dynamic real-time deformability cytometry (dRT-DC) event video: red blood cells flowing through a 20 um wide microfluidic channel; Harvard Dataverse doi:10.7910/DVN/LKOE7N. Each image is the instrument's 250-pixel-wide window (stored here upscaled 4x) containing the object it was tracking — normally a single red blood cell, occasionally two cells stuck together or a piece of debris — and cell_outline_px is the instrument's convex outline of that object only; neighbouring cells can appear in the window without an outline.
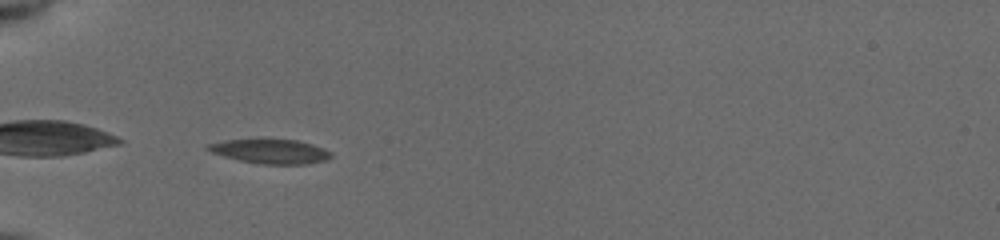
{"species": "common noctule bat (a hibernating species)", "species_latin": "Nyctalus noctula", "temperature_condition": "cold", "stored_images_in_passage": 36, "camera_frame_rate_fps": 3000, "um_per_image_px": 0.085, "animal": {"sex": "female", "body_mass_g": 19.5, "forearm_length_mm": 54.1}, "frame": {"image": 1, "passage_image": 1, "time_ms": 0.0, "image_size_px": [1000, 240], "cell_outline_px": [[332, 156], [328, 160], [308, 164], [264, 164], [240, 160], [224, 156], [212, 152], [204, 148], [204, 144], [224, 140], [296, 140], [312, 144], [324, 148], [332, 152]], "centroid_in_image_um": [23.0, 12.87], "position_along_channel_um": 62.0, "area_um2": 17.4}}
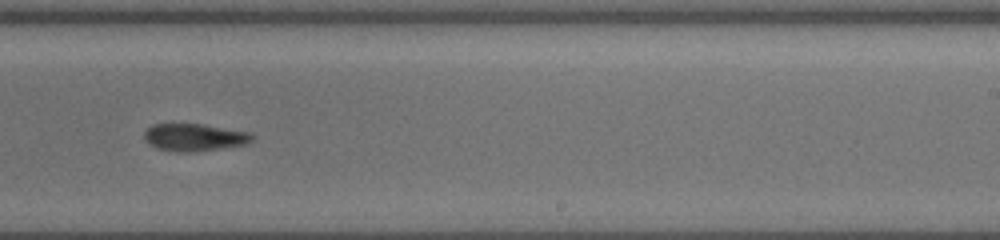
{"frame": {"image": 2, "passage_image": 18, "time_ms": 5.667, "image_size_px": [1000, 240], "cell_outline_px": [[256, 136], [248, 144], [224, 148], [192, 152], [172, 152], [156, 148], [148, 144], [144, 140], [144, 132], [152, 124], [204, 124], [252, 132]], "centroid_in_image_um": [16.55, 11.68], "position_along_channel_um": 272.4, "area_um2": 17.69}}
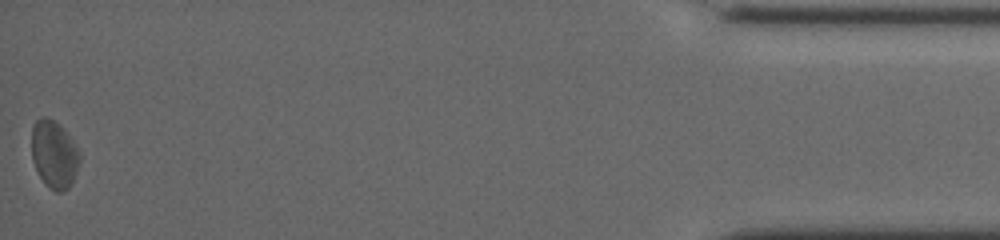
{"frame": {"image": 3, "passage_image": 36, "time_ms": 11.667, "image_size_px": [1000, 240], "cell_outline_px": [[80, 160], [76, 172], [68, 188], [60, 192], [56, 192], [48, 188], [40, 176], [32, 160], [32, 124], [40, 116], [48, 116], [60, 124], [80, 152]], "centroid_in_image_um": [4.58, 13.08], "position_along_channel_um": 430.6, "area_um2": 18.96}, "authors_computed_cell_mechanics": {"area_um2": 18.2937, "velocity_mm_per_s": 3.9122, "shape_relaxation_time_tau1_ms": null, "shape_relaxation_time_tau2_ms": 7.9257, "deformation_change_tau1": null, "deformation_change_tau2": 0.1598}}